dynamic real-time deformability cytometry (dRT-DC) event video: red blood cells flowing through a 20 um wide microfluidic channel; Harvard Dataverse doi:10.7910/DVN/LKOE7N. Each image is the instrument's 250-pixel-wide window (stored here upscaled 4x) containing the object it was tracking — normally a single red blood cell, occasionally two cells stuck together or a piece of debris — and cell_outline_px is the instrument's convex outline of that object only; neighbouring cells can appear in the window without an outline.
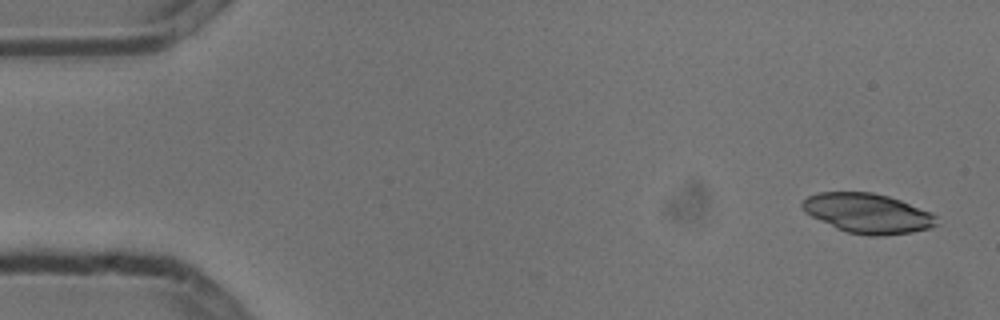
{"species": "common noctule bat (a hibernating species)", "species_latin": "Nyctalus noctula", "temperature_condition": "cold", "stored_images_in_passage": 6, "camera_frame_rate_fps": 3000, "um_per_image_px": 0.085, "animal": {"sex": "male", "body_mass_g": 13.3}, "frame": {"image": 1, "passage_image": 1, "time_ms": 0.0, "image_size_px": [1000, 320], "cell_outline_px": [[936, 224], [928, 228], [912, 232], [880, 236], [868, 236], [848, 232], [836, 228], [804, 212], [800, 204], [808, 196], [816, 192], [872, 192], [888, 196], [900, 200], [928, 212], [936, 216]], "centroid_in_image_um": [73.7, 18.12], "position_along_channel_um": 11.3, "area_um2": 30.75}}